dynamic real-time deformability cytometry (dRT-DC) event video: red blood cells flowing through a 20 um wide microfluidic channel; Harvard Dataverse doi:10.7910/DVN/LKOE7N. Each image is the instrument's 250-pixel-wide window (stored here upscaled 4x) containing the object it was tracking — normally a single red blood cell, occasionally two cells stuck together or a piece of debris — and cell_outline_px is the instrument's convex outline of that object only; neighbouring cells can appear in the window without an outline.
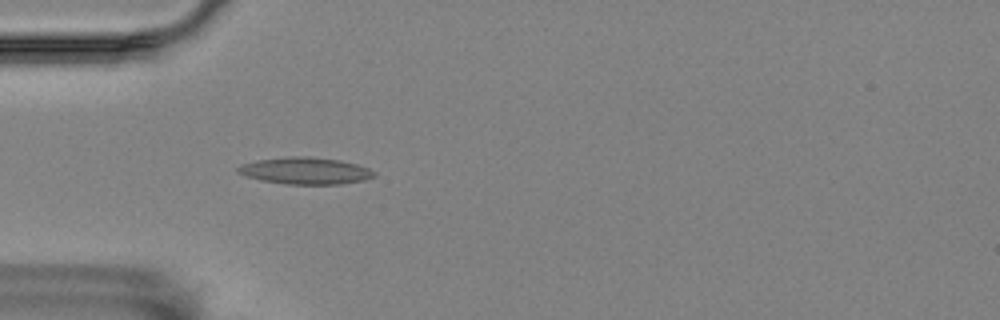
{"species": "Egyptian fruit bat (a non-hibernating species)", "species_latin": "Rousettus aegyptiacus", "temperature_condition": "room temperature", "stored_images_in_passage": 46, "camera_frame_rate_fps": 3000, "um_per_image_px": 0.085, "animal": {"sex": "female"}, "frame": {"image": 1, "passage_image": 7, "time_ms": 2.0, "image_size_px": [1000, 320], "cell_outline_px": [[376, 176], [364, 180], [340, 184], [288, 184], [260, 180], [244, 176], [236, 172], [236, 168], [240, 164], [256, 160], [288, 156], [308, 156], [340, 160], [356, 164], [368, 168], [376, 172]], "centroid_in_image_um": [25.91, 14.51], "position_along_channel_um": 59.1, "area_um2": 21.5}}
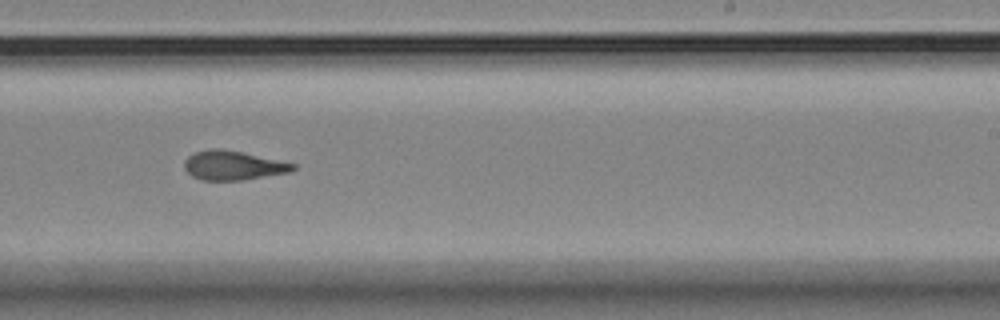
{"frame": {"image": 2, "passage_image": 25, "time_ms": 8.0, "image_size_px": [1000, 320], "cell_outline_px": [[296, 168], [288, 172], [244, 180], [200, 180], [192, 176], [184, 168], [184, 160], [188, 156], [196, 152], [208, 148], [220, 148], [240, 152], [296, 164]], "centroid_in_image_um": [19.76, 14.06], "position_along_channel_um": 269.2, "area_um2": 18.32}}
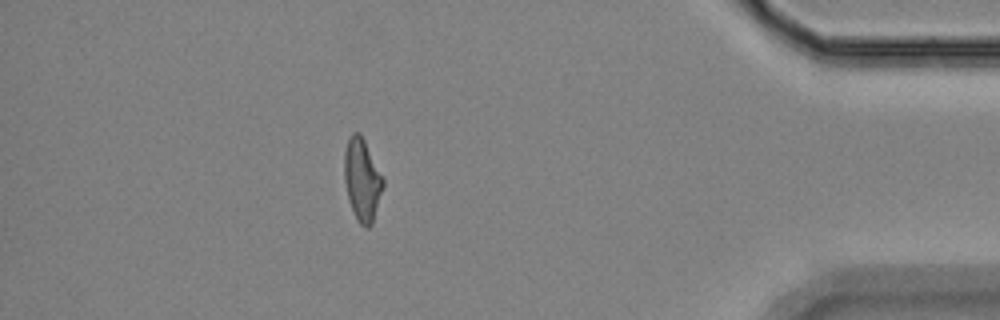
{"frame": {"image": 3, "passage_image": 40, "time_ms": 13.0, "image_size_px": [1000, 320], "cell_outline_px": [[384, 184], [372, 224], [368, 228], [364, 228], [360, 224], [352, 208], [348, 196], [344, 180], [344, 152], [348, 140], [352, 132], [360, 132], [384, 180]], "centroid_in_image_um": [30.77, 15.27], "position_along_channel_um": 404.4, "area_um2": 18.26}, "authors_computed_cell_mechanics": {"area_um2": 18.6405, "velocity_mm_per_s": 3.5435, "shape_relaxation_time_tau1_ms": null, "shape_relaxation_time_tau2_ms": 3.319, "deformation_change_tau1": null, "deformation_change_tau2": 0.1213}}